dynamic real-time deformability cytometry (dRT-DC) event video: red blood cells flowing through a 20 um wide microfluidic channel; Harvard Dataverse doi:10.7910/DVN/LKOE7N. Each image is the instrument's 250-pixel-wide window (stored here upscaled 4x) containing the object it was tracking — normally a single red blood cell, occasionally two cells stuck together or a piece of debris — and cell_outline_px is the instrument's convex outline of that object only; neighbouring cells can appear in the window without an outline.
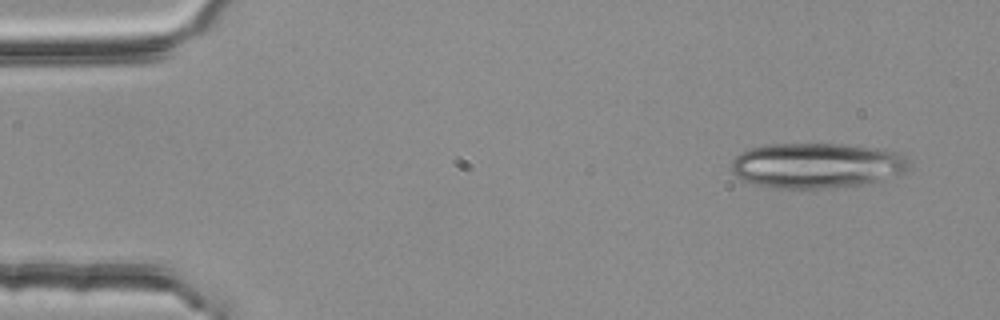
{"species": "common noctule bat (a hibernating species)", "species_latin": "Nyctalus noctula", "temperature_condition": "room temperature", "stored_images_in_passage": 4, "camera_frame_rate_fps": 3000, "um_per_image_px": 0.085, "animal": {"sex": "female", "body_mass_g": 25.1}, "frame": {"image": 1, "passage_image": 1, "time_ms": 0.0, "image_size_px": [1000, 320], "cell_outline_px": [[908, 172], [884, 180], [860, 184], [828, 188], [772, 188], [756, 184], [744, 180], [736, 176], [732, 172], [732, 160], [740, 152], [764, 144], [844, 144], [876, 148], [904, 152], [908, 164]], "centroid_in_image_um": [69.46, 14.06], "position_along_channel_um": 15.5, "area_um2": 47.16}}